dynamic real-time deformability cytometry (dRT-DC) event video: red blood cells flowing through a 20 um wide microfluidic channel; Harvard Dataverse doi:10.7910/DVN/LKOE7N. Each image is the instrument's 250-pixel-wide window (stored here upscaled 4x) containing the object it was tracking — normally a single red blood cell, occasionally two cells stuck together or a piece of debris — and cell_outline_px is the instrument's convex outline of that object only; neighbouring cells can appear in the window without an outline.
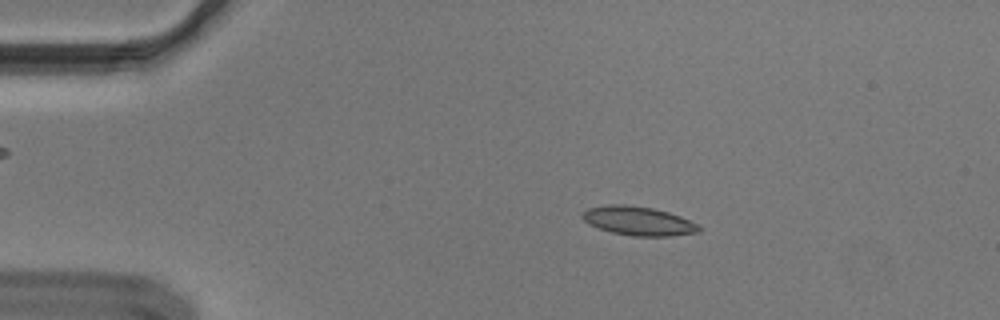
{"species": "Egyptian fruit bat (a non-hibernating species)", "species_latin": "Rousettus aegyptiacus", "temperature_condition": "cold", "stored_images_in_passage": 54, "camera_frame_rate_fps": 3000, "um_per_image_px": 0.085, "animal": {"sex": "male"}, "frame": {"image": 1, "passage_image": 10, "time_ms": 3.0, "image_size_px": [1000, 320], "cell_outline_px": [[700, 232], [668, 236], [632, 236], [612, 232], [588, 224], [580, 216], [588, 208], [608, 204], [624, 204], [652, 208], [668, 212], [680, 216], [696, 224], [700, 228]], "centroid_in_image_um": [54.23, 18.77], "position_along_channel_um": 30.8, "area_um2": 19.48}}
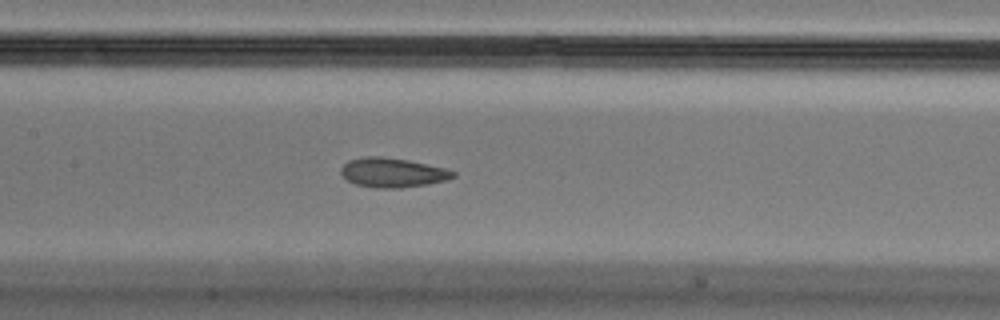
{"frame": {"image": 2, "passage_image": 26, "time_ms": 8.333, "image_size_px": [1000, 320], "cell_outline_px": [[456, 176], [448, 180], [428, 184], [400, 188], [376, 188], [356, 184], [348, 180], [340, 172], [340, 168], [348, 160], [360, 156], [380, 156], [408, 160], [444, 168], [456, 172]], "centroid_in_image_um": [33.36, 14.66], "position_along_channel_um": 174.0, "area_um2": 19.31}}
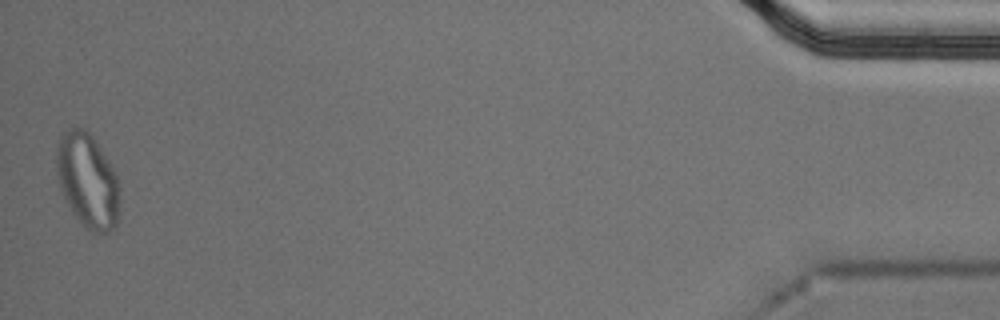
{"frame": {"image": 3, "passage_image": 54, "time_ms": 17.667, "image_size_px": [1000, 320], "cell_outline_px": [[120, 212], [116, 228], [104, 236], [96, 236], [84, 228], [72, 212], [60, 188], [56, 172], [56, 148], [60, 136], [64, 132], [72, 128], [84, 128], [96, 140], [112, 164], [116, 172], [120, 188]], "centroid_in_image_um": [7.49, 15.43], "position_along_channel_um": 427.7, "area_um2": 36.01}, "authors_computed_cell_mechanics": {"area_um2": 19.4208, "velocity_mm_per_s": 3.651, "shape_relaxation_time_tau1_ms": null, "shape_relaxation_time_tau2_ms": 1.552, "deformation_change_tau1": null, "deformation_change_tau2": 0.0774}}